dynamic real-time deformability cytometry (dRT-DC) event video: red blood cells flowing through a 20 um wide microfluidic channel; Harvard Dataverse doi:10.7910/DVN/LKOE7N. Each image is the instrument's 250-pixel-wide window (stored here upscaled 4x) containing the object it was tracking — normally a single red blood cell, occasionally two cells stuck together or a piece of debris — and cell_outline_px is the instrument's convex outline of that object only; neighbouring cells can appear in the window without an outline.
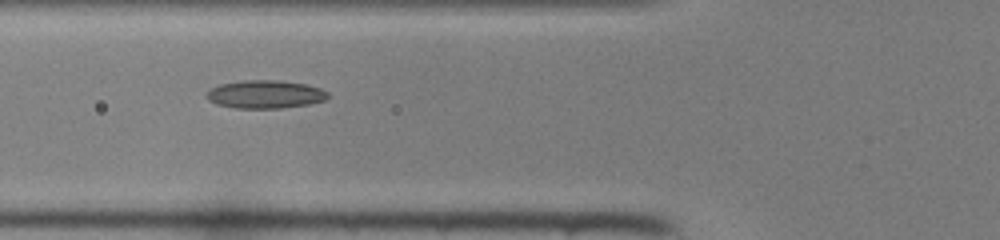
{"species": "common noctule bat (a hibernating species)", "species_latin": "Nyctalus noctula", "temperature_condition": "room temperature", "stored_images_in_passage": 19, "camera_frame_rate_fps": 3000, "um_per_image_px": 0.085, "animal": {"sex": "female", "body_mass_g": 22.0, "forearm_length_mm": 56.7}, "frame": {"image": 1, "passage_image": 4, "time_ms": 1.0, "image_size_px": [1000, 240], "cell_outline_px": [[328, 96], [324, 100], [308, 104], [280, 108], [236, 108], [216, 104], [208, 100], [204, 96], [204, 92], [220, 84], [244, 80], [280, 80], [308, 84], [320, 88], [328, 92]], "centroid_in_image_um": [22.5, 8.01], "position_along_channel_um": 103.3, "area_um2": 20.0}}
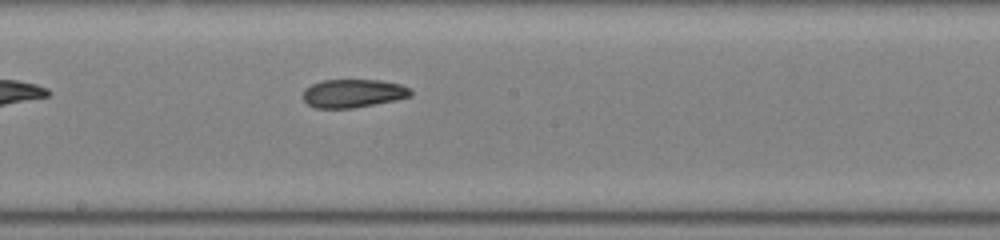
{"frame": {"image": 2, "passage_image": 12, "time_ms": 3.667, "image_size_px": [1000, 240], "cell_outline_px": [[412, 96], [396, 100], [352, 108], [316, 108], [308, 104], [304, 100], [304, 88], [320, 80], [380, 80], [400, 84], [408, 88], [412, 92]], "centroid_in_image_um": [30.01, 7.93], "position_along_channel_um": 218.2, "area_um2": 17.74}}
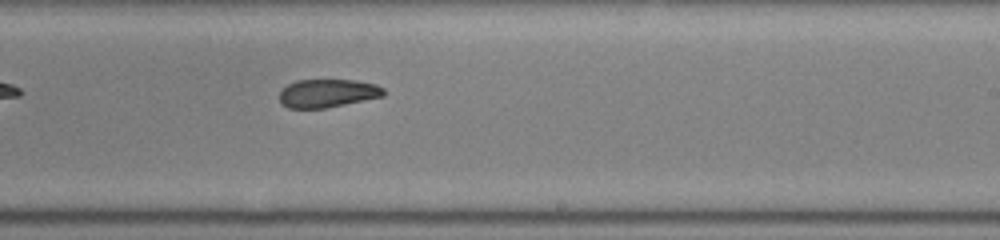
{"frame": {"image": 3, "passage_image": 15, "time_ms": 4.667, "image_size_px": [1000, 240], "cell_outline_px": [[384, 96], [324, 108], [288, 108], [280, 100], [280, 92], [288, 84], [296, 80], [356, 80], [376, 84], [384, 88]], "centroid_in_image_um": [27.86, 7.91], "position_along_channel_um": 261.1, "area_um2": 16.99}}